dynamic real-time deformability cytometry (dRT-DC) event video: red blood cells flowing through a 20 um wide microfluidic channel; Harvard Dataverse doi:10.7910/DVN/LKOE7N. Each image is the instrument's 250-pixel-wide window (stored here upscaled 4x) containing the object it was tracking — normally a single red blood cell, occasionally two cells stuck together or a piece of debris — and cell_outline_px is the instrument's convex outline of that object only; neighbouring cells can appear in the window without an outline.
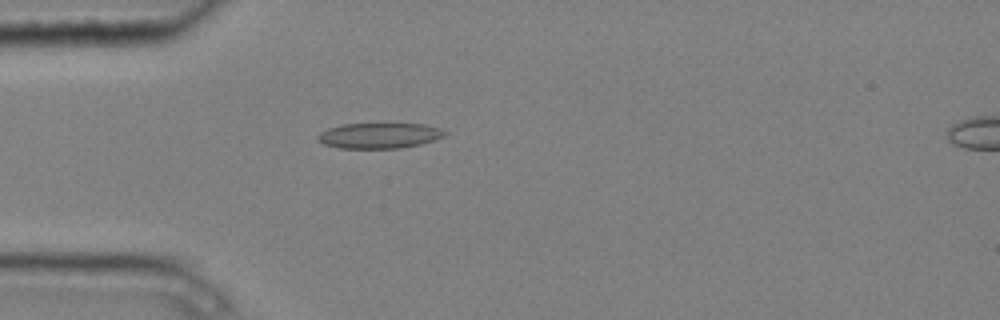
{"species": "common noctule bat (a hibernating species)", "species_latin": "Nyctalus noctula", "temperature_condition": "cold", "stored_images_in_passage": 5, "camera_frame_rate_fps": 3000, "um_per_image_px": 0.085, "animal": {"sex": "male", "body_mass_g": 20.4}, "frame": {"image": 1, "passage_image": 5, "time_ms": 1.333, "image_size_px": [1000, 320], "cell_outline_px": [[448, 132], [444, 136], [420, 144], [400, 148], [340, 148], [324, 144], [316, 140], [316, 136], [320, 132], [328, 128], [340, 124], [424, 124], [440, 128]], "centroid_in_image_um": [32.2, 11.52], "position_along_channel_um": 52.8, "area_um2": 18.84}}